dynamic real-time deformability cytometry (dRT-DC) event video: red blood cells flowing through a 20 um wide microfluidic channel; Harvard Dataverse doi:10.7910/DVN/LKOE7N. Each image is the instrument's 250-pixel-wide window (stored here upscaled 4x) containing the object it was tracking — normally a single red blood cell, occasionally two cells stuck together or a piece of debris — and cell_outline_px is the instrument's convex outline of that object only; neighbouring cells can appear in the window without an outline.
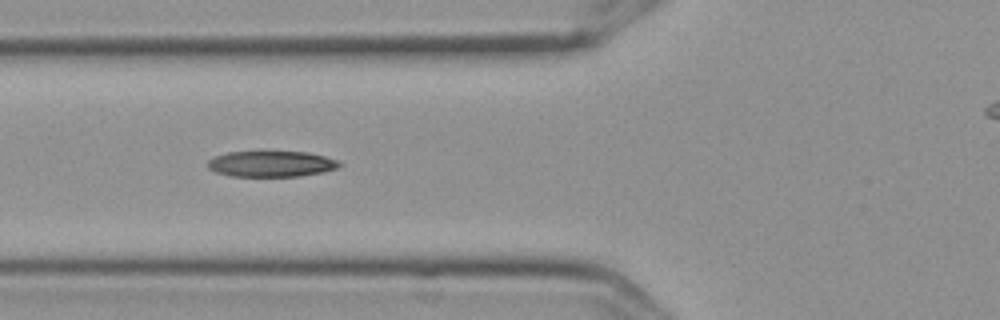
{"species": "Egyptian fruit bat (a non-hibernating species)", "species_latin": "Rousettus aegyptiacus", "temperature_condition": "cold", "stored_images_in_passage": 10, "camera_frame_rate_fps": 3000, "um_per_image_px": 0.085, "frame": {"image": 1, "passage_image": 7, "time_ms": 2.0, "image_size_px": [1000, 320], "cell_outline_px": [[344, 164], [336, 168], [324, 172], [300, 176], [228, 176], [216, 172], [208, 168], [208, 160], [216, 156], [228, 152], [308, 152], [324, 156], [336, 160]], "centroid_in_image_um": [23.07, 13.93], "position_along_channel_um": 102.7, "area_um2": 19.77}}
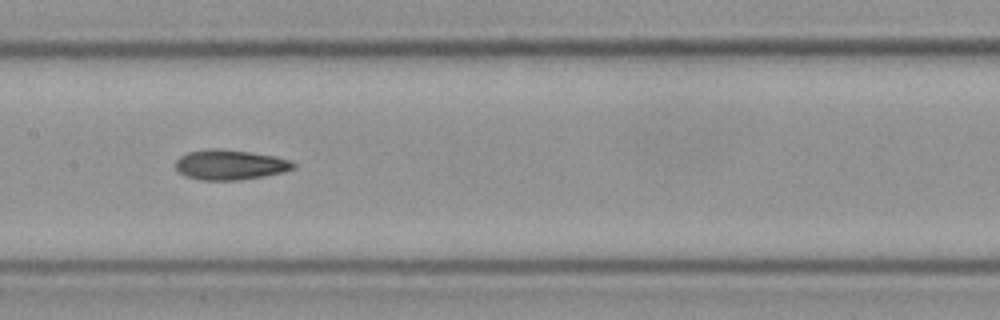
{"frame": {"image": 2, "passage_image": 9, "time_ms": 2.667, "image_size_px": [1000, 320], "cell_outline_px": [[296, 168], [284, 172], [264, 176], [240, 180], [200, 180], [184, 176], [176, 168], [176, 160], [180, 156], [188, 152], [208, 148], [220, 148], [276, 156], [288, 160], [296, 164]], "centroid_in_image_um": [19.55, 14.0], "position_along_channel_um": 187.8, "area_um2": 20.75}}
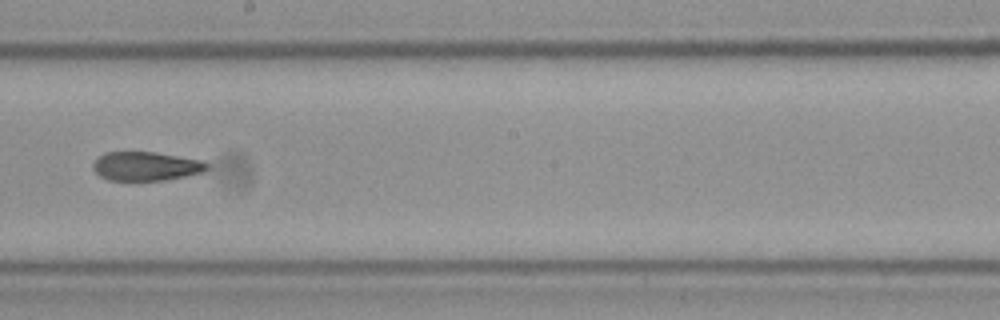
{"frame": {"image": 3, "passage_image": 10, "time_ms": 3.0, "image_size_px": [1000, 320], "cell_outline_px": [[208, 168], [204, 172], [168, 180], [108, 180], [100, 176], [92, 168], [92, 164], [104, 152], [156, 152], [200, 160], [208, 164]], "centroid_in_image_um": [12.41, 14.13], "position_along_channel_um": 235.8, "area_um2": 19.19}}